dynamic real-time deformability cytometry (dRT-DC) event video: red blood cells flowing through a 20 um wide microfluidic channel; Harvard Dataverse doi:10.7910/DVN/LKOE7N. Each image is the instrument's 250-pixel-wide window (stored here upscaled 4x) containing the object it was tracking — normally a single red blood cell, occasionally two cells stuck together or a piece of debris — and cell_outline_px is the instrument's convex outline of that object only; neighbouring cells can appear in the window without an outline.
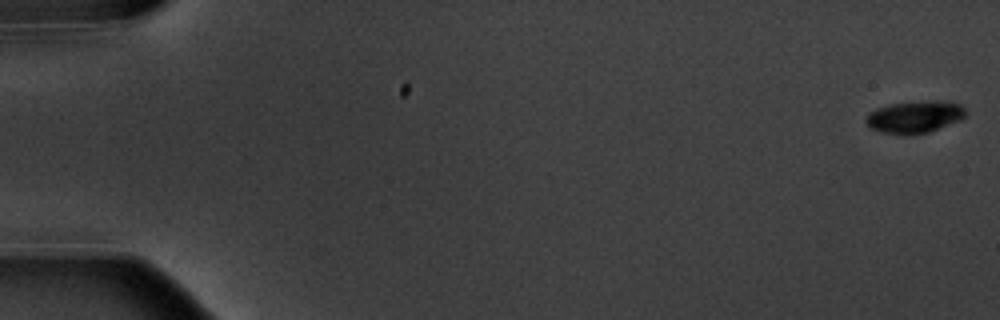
{"species": "common noctule bat (a hibernating species)", "species_latin": "Nyctalus noctula", "temperature_condition": "warm", "stored_images_in_passage": 6, "camera_frame_rate_fps": 3000, "um_per_image_px": 0.085, "animal": {"sex": "male", "body_mass_g": 20.1, "forearm_length_mm": 53.5}, "frame": {"image": 1, "passage_image": 1, "time_ms": 0.0, "image_size_px": [1000, 320], "cell_outline_px": [[964, 116], [960, 120], [928, 132], [884, 132], [872, 128], [864, 120], [868, 112], [876, 108], [888, 104], [944, 100], [960, 104], [964, 108]], "centroid_in_image_um": [77.74, 9.89], "position_along_channel_um": 7.3, "area_um2": 17.92}}
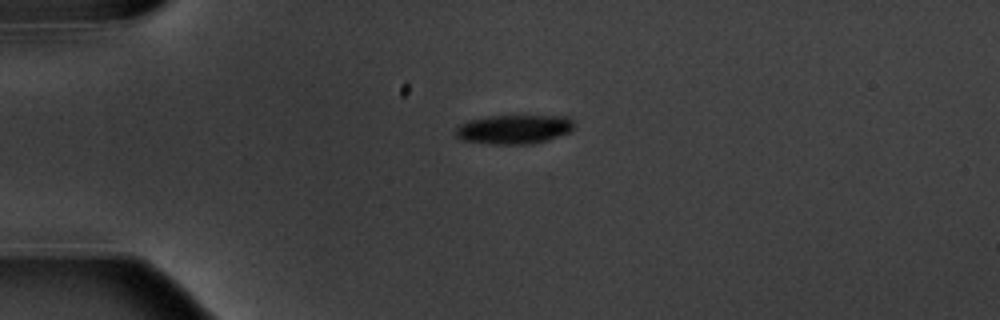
{"frame": {"image": 2, "passage_image": 5, "time_ms": 4.667, "image_size_px": [1000, 320], "cell_outline_px": [[572, 128], [568, 132], [532, 144], [492, 144], [460, 140], [452, 132], [460, 124], [468, 120], [488, 116], [568, 116], [572, 120]], "centroid_in_image_um": [43.59, 10.99], "position_along_channel_um": 41.4, "area_um2": 20.0}}